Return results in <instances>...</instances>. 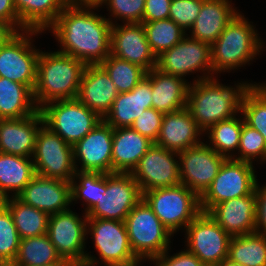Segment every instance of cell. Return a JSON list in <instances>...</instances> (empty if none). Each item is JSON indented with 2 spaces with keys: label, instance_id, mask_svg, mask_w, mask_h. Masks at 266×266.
<instances>
[{
  "label": "cell",
  "instance_id": "30",
  "mask_svg": "<svg viewBox=\"0 0 266 266\" xmlns=\"http://www.w3.org/2000/svg\"><path fill=\"white\" fill-rule=\"evenodd\" d=\"M14 4L20 31L37 30L45 33L65 6L60 0H14Z\"/></svg>",
  "mask_w": 266,
  "mask_h": 266
},
{
  "label": "cell",
  "instance_id": "16",
  "mask_svg": "<svg viewBox=\"0 0 266 266\" xmlns=\"http://www.w3.org/2000/svg\"><path fill=\"white\" fill-rule=\"evenodd\" d=\"M142 193L181 184L177 152L153 144L131 172Z\"/></svg>",
  "mask_w": 266,
  "mask_h": 266
},
{
  "label": "cell",
  "instance_id": "26",
  "mask_svg": "<svg viewBox=\"0 0 266 266\" xmlns=\"http://www.w3.org/2000/svg\"><path fill=\"white\" fill-rule=\"evenodd\" d=\"M232 0H203L194 25L187 34L190 38L212 45L226 25L239 13Z\"/></svg>",
  "mask_w": 266,
  "mask_h": 266
},
{
  "label": "cell",
  "instance_id": "27",
  "mask_svg": "<svg viewBox=\"0 0 266 266\" xmlns=\"http://www.w3.org/2000/svg\"><path fill=\"white\" fill-rule=\"evenodd\" d=\"M153 144L131 127L113 128L112 173H131Z\"/></svg>",
  "mask_w": 266,
  "mask_h": 266
},
{
  "label": "cell",
  "instance_id": "15",
  "mask_svg": "<svg viewBox=\"0 0 266 266\" xmlns=\"http://www.w3.org/2000/svg\"><path fill=\"white\" fill-rule=\"evenodd\" d=\"M142 199V192L131 173L106 174V193L86 214L87 219L123 221Z\"/></svg>",
  "mask_w": 266,
  "mask_h": 266
},
{
  "label": "cell",
  "instance_id": "40",
  "mask_svg": "<svg viewBox=\"0 0 266 266\" xmlns=\"http://www.w3.org/2000/svg\"><path fill=\"white\" fill-rule=\"evenodd\" d=\"M237 152L238 156L235 155L233 158L235 160L245 161L252 164L255 163L253 161L256 160V162L260 161V164L266 163L265 139L259 131L247 125L244 118Z\"/></svg>",
  "mask_w": 266,
  "mask_h": 266
},
{
  "label": "cell",
  "instance_id": "48",
  "mask_svg": "<svg viewBox=\"0 0 266 266\" xmlns=\"http://www.w3.org/2000/svg\"><path fill=\"white\" fill-rule=\"evenodd\" d=\"M0 22L10 23L18 32L20 31L14 0H0Z\"/></svg>",
  "mask_w": 266,
  "mask_h": 266
},
{
  "label": "cell",
  "instance_id": "24",
  "mask_svg": "<svg viewBox=\"0 0 266 266\" xmlns=\"http://www.w3.org/2000/svg\"><path fill=\"white\" fill-rule=\"evenodd\" d=\"M202 136L204 137V133L197 126L190 111L185 108L177 112L164 113L155 144L179 153L199 145L202 142Z\"/></svg>",
  "mask_w": 266,
  "mask_h": 266
},
{
  "label": "cell",
  "instance_id": "47",
  "mask_svg": "<svg viewBox=\"0 0 266 266\" xmlns=\"http://www.w3.org/2000/svg\"><path fill=\"white\" fill-rule=\"evenodd\" d=\"M266 185V184H265ZM259 185L258 179L255 188L256 194V232L266 235V186Z\"/></svg>",
  "mask_w": 266,
  "mask_h": 266
},
{
  "label": "cell",
  "instance_id": "20",
  "mask_svg": "<svg viewBox=\"0 0 266 266\" xmlns=\"http://www.w3.org/2000/svg\"><path fill=\"white\" fill-rule=\"evenodd\" d=\"M17 197L49 215L55 214L71 206L70 182L35 174Z\"/></svg>",
  "mask_w": 266,
  "mask_h": 266
},
{
  "label": "cell",
  "instance_id": "52",
  "mask_svg": "<svg viewBox=\"0 0 266 266\" xmlns=\"http://www.w3.org/2000/svg\"><path fill=\"white\" fill-rule=\"evenodd\" d=\"M99 0H74V2H81V3H97Z\"/></svg>",
  "mask_w": 266,
  "mask_h": 266
},
{
  "label": "cell",
  "instance_id": "10",
  "mask_svg": "<svg viewBox=\"0 0 266 266\" xmlns=\"http://www.w3.org/2000/svg\"><path fill=\"white\" fill-rule=\"evenodd\" d=\"M156 68L183 79L192 73L203 72L204 75H197L198 78L195 77L193 83L215 77L211 45L190 38L187 34L176 45L157 57Z\"/></svg>",
  "mask_w": 266,
  "mask_h": 266
},
{
  "label": "cell",
  "instance_id": "8",
  "mask_svg": "<svg viewBox=\"0 0 266 266\" xmlns=\"http://www.w3.org/2000/svg\"><path fill=\"white\" fill-rule=\"evenodd\" d=\"M39 111L44 125L72 146L103 120L77 98L50 102Z\"/></svg>",
  "mask_w": 266,
  "mask_h": 266
},
{
  "label": "cell",
  "instance_id": "37",
  "mask_svg": "<svg viewBox=\"0 0 266 266\" xmlns=\"http://www.w3.org/2000/svg\"><path fill=\"white\" fill-rule=\"evenodd\" d=\"M240 115L251 128L259 131L266 142V83L250 85L245 91Z\"/></svg>",
  "mask_w": 266,
  "mask_h": 266
},
{
  "label": "cell",
  "instance_id": "28",
  "mask_svg": "<svg viewBox=\"0 0 266 266\" xmlns=\"http://www.w3.org/2000/svg\"><path fill=\"white\" fill-rule=\"evenodd\" d=\"M189 83L172 74L151 69L152 108L163 113H172L185 109Z\"/></svg>",
  "mask_w": 266,
  "mask_h": 266
},
{
  "label": "cell",
  "instance_id": "31",
  "mask_svg": "<svg viewBox=\"0 0 266 266\" xmlns=\"http://www.w3.org/2000/svg\"><path fill=\"white\" fill-rule=\"evenodd\" d=\"M38 111L28 86L0 77V119H19Z\"/></svg>",
  "mask_w": 266,
  "mask_h": 266
},
{
  "label": "cell",
  "instance_id": "46",
  "mask_svg": "<svg viewBox=\"0 0 266 266\" xmlns=\"http://www.w3.org/2000/svg\"><path fill=\"white\" fill-rule=\"evenodd\" d=\"M171 2L172 0H145L143 22L168 19Z\"/></svg>",
  "mask_w": 266,
  "mask_h": 266
},
{
  "label": "cell",
  "instance_id": "49",
  "mask_svg": "<svg viewBox=\"0 0 266 266\" xmlns=\"http://www.w3.org/2000/svg\"><path fill=\"white\" fill-rule=\"evenodd\" d=\"M18 31L10 24L0 22V47L5 45Z\"/></svg>",
  "mask_w": 266,
  "mask_h": 266
},
{
  "label": "cell",
  "instance_id": "18",
  "mask_svg": "<svg viewBox=\"0 0 266 266\" xmlns=\"http://www.w3.org/2000/svg\"><path fill=\"white\" fill-rule=\"evenodd\" d=\"M112 140L113 127L102 120L72 146L75 169L80 172L112 173Z\"/></svg>",
  "mask_w": 266,
  "mask_h": 266
},
{
  "label": "cell",
  "instance_id": "41",
  "mask_svg": "<svg viewBox=\"0 0 266 266\" xmlns=\"http://www.w3.org/2000/svg\"><path fill=\"white\" fill-rule=\"evenodd\" d=\"M97 4L100 8L106 5L110 16L115 20L108 16L112 25L117 24L116 20L122 24L143 22L145 0H99Z\"/></svg>",
  "mask_w": 266,
  "mask_h": 266
},
{
  "label": "cell",
  "instance_id": "23",
  "mask_svg": "<svg viewBox=\"0 0 266 266\" xmlns=\"http://www.w3.org/2000/svg\"><path fill=\"white\" fill-rule=\"evenodd\" d=\"M119 94L109 74L100 65H87L79 86L77 99L102 119Z\"/></svg>",
  "mask_w": 266,
  "mask_h": 266
},
{
  "label": "cell",
  "instance_id": "44",
  "mask_svg": "<svg viewBox=\"0 0 266 266\" xmlns=\"http://www.w3.org/2000/svg\"><path fill=\"white\" fill-rule=\"evenodd\" d=\"M163 116V112L149 108L144 110L130 127L155 143L160 133Z\"/></svg>",
  "mask_w": 266,
  "mask_h": 266
},
{
  "label": "cell",
  "instance_id": "19",
  "mask_svg": "<svg viewBox=\"0 0 266 266\" xmlns=\"http://www.w3.org/2000/svg\"><path fill=\"white\" fill-rule=\"evenodd\" d=\"M110 54L139 65L147 72L157 63L142 23L111 25Z\"/></svg>",
  "mask_w": 266,
  "mask_h": 266
},
{
  "label": "cell",
  "instance_id": "53",
  "mask_svg": "<svg viewBox=\"0 0 266 266\" xmlns=\"http://www.w3.org/2000/svg\"><path fill=\"white\" fill-rule=\"evenodd\" d=\"M0 266H9V264L0 256Z\"/></svg>",
  "mask_w": 266,
  "mask_h": 266
},
{
  "label": "cell",
  "instance_id": "29",
  "mask_svg": "<svg viewBox=\"0 0 266 266\" xmlns=\"http://www.w3.org/2000/svg\"><path fill=\"white\" fill-rule=\"evenodd\" d=\"M34 175L32 158L0 152V201L17 197Z\"/></svg>",
  "mask_w": 266,
  "mask_h": 266
},
{
  "label": "cell",
  "instance_id": "2",
  "mask_svg": "<svg viewBox=\"0 0 266 266\" xmlns=\"http://www.w3.org/2000/svg\"><path fill=\"white\" fill-rule=\"evenodd\" d=\"M208 78L189 85L187 106L192 118L204 133L214 124L239 115L245 91L256 82L241 81L234 86Z\"/></svg>",
  "mask_w": 266,
  "mask_h": 266
},
{
  "label": "cell",
  "instance_id": "4",
  "mask_svg": "<svg viewBox=\"0 0 266 266\" xmlns=\"http://www.w3.org/2000/svg\"><path fill=\"white\" fill-rule=\"evenodd\" d=\"M255 28L241 12L226 25L211 45L212 68L216 77L221 72L238 70L260 55L265 43Z\"/></svg>",
  "mask_w": 266,
  "mask_h": 266
},
{
  "label": "cell",
  "instance_id": "50",
  "mask_svg": "<svg viewBox=\"0 0 266 266\" xmlns=\"http://www.w3.org/2000/svg\"><path fill=\"white\" fill-rule=\"evenodd\" d=\"M42 266H73V265L69 261L61 259L59 262L42 265Z\"/></svg>",
  "mask_w": 266,
  "mask_h": 266
},
{
  "label": "cell",
  "instance_id": "32",
  "mask_svg": "<svg viewBox=\"0 0 266 266\" xmlns=\"http://www.w3.org/2000/svg\"><path fill=\"white\" fill-rule=\"evenodd\" d=\"M11 212L20 239L36 237L48 233L49 214L25 204L18 197L1 201Z\"/></svg>",
  "mask_w": 266,
  "mask_h": 266
},
{
  "label": "cell",
  "instance_id": "1",
  "mask_svg": "<svg viewBox=\"0 0 266 266\" xmlns=\"http://www.w3.org/2000/svg\"><path fill=\"white\" fill-rule=\"evenodd\" d=\"M97 3L74 2L65 5L47 29L60 44V52L86 65L101 64L110 55L111 22L98 15ZM94 10V11H93Z\"/></svg>",
  "mask_w": 266,
  "mask_h": 266
},
{
  "label": "cell",
  "instance_id": "39",
  "mask_svg": "<svg viewBox=\"0 0 266 266\" xmlns=\"http://www.w3.org/2000/svg\"><path fill=\"white\" fill-rule=\"evenodd\" d=\"M100 65L109 74L119 93L131 91L147 74L141 66L111 54Z\"/></svg>",
  "mask_w": 266,
  "mask_h": 266
},
{
  "label": "cell",
  "instance_id": "25",
  "mask_svg": "<svg viewBox=\"0 0 266 266\" xmlns=\"http://www.w3.org/2000/svg\"><path fill=\"white\" fill-rule=\"evenodd\" d=\"M149 108H152L151 70L131 91L117 95L103 120L113 128L130 127Z\"/></svg>",
  "mask_w": 266,
  "mask_h": 266
},
{
  "label": "cell",
  "instance_id": "43",
  "mask_svg": "<svg viewBox=\"0 0 266 266\" xmlns=\"http://www.w3.org/2000/svg\"><path fill=\"white\" fill-rule=\"evenodd\" d=\"M203 0H172L169 8V18L186 33L195 23Z\"/></svg>",
  "mask_w": 266,
  "mask_h": 266
},
{
  "label": "cell",
  "instance_id": "45",
  "mask_svg": "<svg viewBox=\"0 0 266 266\" xmlns=\"http://www.w3.org/2000/svg\"><path fill=\"white\" fill-rule=\"evenodd\" d=\"M153 261L158 266H203L202 261L190 253L187 249L180 250V252L169 255L168 250H166L159 257L153 259Z\"/></svg>",
  "mask_w": 266,
  "mask_h": 266
},
{
  "label": "cell",
  "instance_id": "12",
  "mask_svg": "<svg viewBox=\"0 0 266 266\" xmlns=\"http://www.w3.org/2000/svg\"><path fill=\"white\" fill-rule=\"evenodd\" d=\"M35 174L70 182L76 172L73 147L44 124L40 127L32 156Z\"/></svg>",
  "mask_w": 266,
  "mask_h": 266
},
{
  "label": "cell",
  "instance_id": "14",
  "mask_svg": "<svg viewBox=\"0 0 266 266\" xmlns=\"http://www.w3.org/2000/svg\"><path fill=\"white\" fill-rule=\"evenodd\" d=\"M184 232L186 249L204 265H219L228 259L231 236L207 213L201 212Z\"/></svg>",
  "mask_w": 266,
  "mask_h": 266
},
{
  "label": "cell",
  "instance_id": "7",
  "mask_svg": "<svg viewBox=\"0 0 266 266\" xmlns=\"http://www.w3.org/2000/svg\"><path fill=\"white\" fill-rule=\"evenodd\" d=\"M142 199L173 235L202 212L200 197L183 184L145 191Z\"/></svg>",
  "mask_w": 266,
  "mask_h": 266
},
{
  "label": "cell",
  "instance_id": "51",
  "mask_svg": "<svg viewBox=\"0 0 266 266\" xmlns=\"http://www.w3.org/2000/svg\"><path fill=\"white\" fill-rule=\"evenodd\" d=\"M217 266H238L237 264H234L232 262H230L228 259L222 261L219 265Z\"/></svg>",
  "mask_w": 266,
  "mask_h": 266
},
{
  "label": "cell",
  "instance_id": "3",
  "mask_svg": "<svg viewBox=\"0 0 266 266\" xmlns=\"http://www.w3.org/2000/svg\"><path fill=\"white\" fill-rule=\"evenodd\" d=\"M86 66L72 56L41 50L33 90L38 109L53 101L76 99Z\"/></svg>",
  "mask_w": 266,
  "mask_h": 266
},
{
  "label": "cell",
  "instance_id": "35",
  "mask_svg": "<svg viewBox=\"0 0 266 266\" xmlns=\"http://www.w3.org/2000/svg\"><path fill=\"white\" fill-rule=\"evenodd\" d=\"M237 116L220 121L204 132V136L206 134L209 139L205 143L226 159L234 158L237 154L234 151L239 148L243 117Z\"/></svg>",
  "mask_w": 266,
  "mask_h": 266
},
{
  "label": "cell",
  "instance_id": "22",
  "mask_svg": "<svg viewBox=\"0 0 266 266\" xmlns=\"http://www.w3.org/2000/svg\"><path fill=\"white\" fill-rule=\"evenodd\" d=\"M43 124L40 111L19 119H0V152L32 158Z\"/></svg>",
  "mask_w": 266,
  "mask_h": 266
},
{
  "label": "cell",
  "instance_id": "11",
  "mask_svg": "<svg viewBox=\"0 0 266 266\" xmlns=\"http://www.w3.org/2000/svg\"><path fill=\"white\" fill-rule=\"evenodd\" d=\"M254 168L249 162L225 159L210 187L200 197L202 212L207 213L223 201L250 195L257 183Z\"/></svg>",
  "mask_w": 266,
  "mask_h": 266
},
{
  "label": "cell",
  "instance_id": "38",
  "mask_svg": "<svg viewBox=\"0 0 266 266\" xmlns=\"http://www.w3.org/2000/svg\"><path fill=\"white\" fill-rule=\"evenodd\" d=\"M152 52L158 57L176 45L187 33L170 18L142 22Z\"/></svg>",
  "mask_w": 266,
  "mask_h": 266
},
{
  "label": "cell",
  "instance_id": "21",
  "mask_svg": "<svg viewBox=\"0 0 266 266\" xmlns=\"http://www.w3.org/2000/svg\"><path fill=\"white\" fill-rule=\"evenodd\" d=\"M256 208L254 190L250 195L214 205L207 214L233 237L256 232Z\"/></svg>",
  "mask_w": 266,
  "mask_h": 266
},
{
  "label": "cell",
  "instance_id": "13",
  "mask_svg": "<svg viewBox=\"0 0 266 266\" xmlns=\"http://www.w3.org/2000/svg\"><path fill=\"white\" fill-rule=\"evenodd\" d=\"M48 236L59 256L73 266H84L87 215L79 216L70 208L49 216Z\"/></svg>",
  "mask_w": 266,
  "mask_h": 266
},
{
  "label": "cell",
  "instance_id": "55",
  "mask_svg": "<svg viewBox=\"0 0 266 266\" xmlns=\"http://www.w3.org/2000/svg\"><path fill=\"white\" fill-rule=\"evenodd\" d=\"M151 261V264H155V266H158L156 263H154V261L153 260H150ZM153 262V263H152Z\"/></svg>",
  "mask_w": 266,
  "mask_h": 266
},
{
  "label": "cell",
  "instance_id": "5",
  "mask_svg": "<svg viewBox=\"0 0 266 266\" xmlns=\"http://www.w3.org/2000/svg\"><path fill=\"white\" fill-rule=\"evenodd\" d=\"M88 234L92 236L99 258L86 252L84 266H140L133 253L125 223L105 219H87Z\"/></svg>",
  "mask_w": 266,
  "mask_h": 266
},
{
  "label": "cell",
  "instance_id": "33",
  "mask_svg": "<svg viewBox=\"0 0 266 266\" xmlns=\"http://www.w3.org/2000/svg\"><path fill=\"white\" fill-rule=\"evenodd\" d=\"M228 260L238 266H266V235L254 232L231 237Z\"/></svg>",
  "mask_w": 266,
  "mask_h": 266
},
{
  "label": "cell",
  "instance_id": "9",
  "mask_svg": "<svg viewBox=\"0 0 266 266\" xmlns=\"http://www.w3.org/2000/svg\"><path fill=\"white\" fill-rule=\"evenodd\" d=\"M37 30L19 31L0 47V77L24 84L32 91L37 80V63L41 50L33 44Z\"/></svg>",
  "mask_w": 266,
  "mask_h": 266
},
{
  "label": "cell",
  "instance_id": "17",
  "mask_svg": "<svg viewBox=\"0 0 266 266\" xmlns=\"http://www.w3.org/2000/svg\"><path fill=\"white\" fill-rule=\"evenodd\" d=\"M181 184L201 197L210 187L225 157L203 141L178 153Z\"/></svg>",
  "mask_w": 266,
  "mask_h": 266
},
{
  "label": "cell",
  "instance_id": "42",
  "mask_svg": "<svg viewBox=\"0 0 266 266\" xmlns=\"http://www.w3.org/2000/svg\"><path fill=\"white\" fill-rule=\"evenodd\" d=\"M20 236L9 209L0 201V256L10 265L18 251Z\"/></svg>",
  "mask_w": 266,
  "mask_h": 266
},
{
  "label": "cell",
  "instance_id": "6",
  "mask_svg": "<svg viewBox=\"0 0 266 266\" xmlns=\"http://www.w3.org/2000/svg\"><path fill=\"white\" fill-rule=\"evenodd\" d=\"M124 223L131 249L142 264L171 249L169 245L174 235L143 199L130 211Z\"/></svg>",
  "mask_w": 266,
  "mask_h": 266
},
{
  "label": "cell",
  "instance_id": "36",
  "mask_svg": "<svg viewBox=\"0 0 266 266\" xmlns=\"http://www.w3.org/2000/svg\"><path fill=\"white\" fill-rule=\"evenodd\" d=\"M106 193V174L100 172H75L70 181L71 205L82 200L88 213Z\"/></svg>",
  "mask_w": 266,
  "mask_h": 266
},
{
  "label": "cell",
  "instance_id": "54",
  "mask_svg": "<svg viewBox=\"0 0 266 266\" xmlns=\"http://www.w3.org/2000/svg\"><path fill=\"white\" fill-rule=\"evenodd\" d=\"M64 5L74 3V0H60Z\"/></svg>",
  "mask_w": 266,
  "mask_h": 266
},
{
  "label": "cell",
  "instance_id": "34",
  "mask_svg": "<svg viewBox=\"0 0 266 266\" xmlns=\"http://www.w3.org/2000/svg\"><path fill=\"white\" fill-rule=\"evenodd\" d=\"M61 259L48 234H45L21 239L17 255L9 266H42Z\"/></svg>",
  "mask_w": 266,
  "mask_h": 266
}]
</instances>
